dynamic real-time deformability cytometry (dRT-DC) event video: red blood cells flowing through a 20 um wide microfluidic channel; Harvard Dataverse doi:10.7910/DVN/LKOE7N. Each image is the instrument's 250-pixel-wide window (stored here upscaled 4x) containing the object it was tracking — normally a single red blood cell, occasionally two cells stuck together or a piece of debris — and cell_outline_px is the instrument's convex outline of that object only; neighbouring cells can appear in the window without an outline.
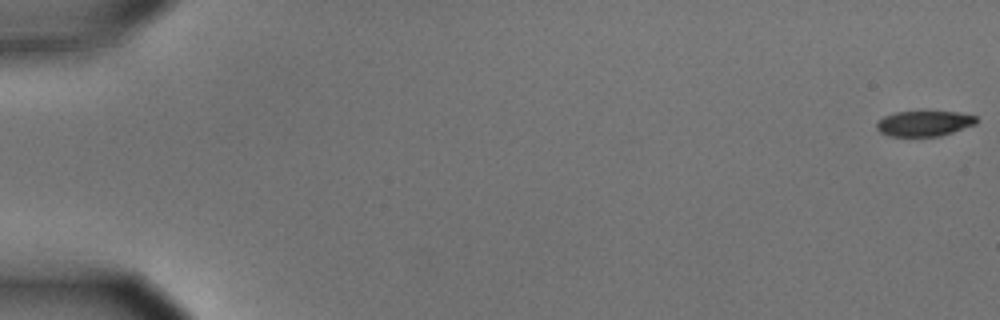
{"species": "common noctule bat (a hibernating species)", "species_latin": "Nyctalus noctula", "temperature_condition": "cold", "stored_images_in_passage": 7, "camera_frame_rate_fps": 3000, "um_per_image_px": 0.085, "animal": {"sex": "male", "body_mass_g": 15.6}, "frame": {"image": 1, "passage_image": 1, "time_ms": 0.0, "image_size_px": [1000, 320], "cell_outline_px": [[976, 124], [940, 136], [892, 136], [880, 132], [876, 128], [876, 124], [884, 116], [896, 112], [960, 112], [976, 116]], "centroid_in_image_um": [78.56, 10.49], "position_along_channel_um": 6.4, "area_um2": 14.57}}
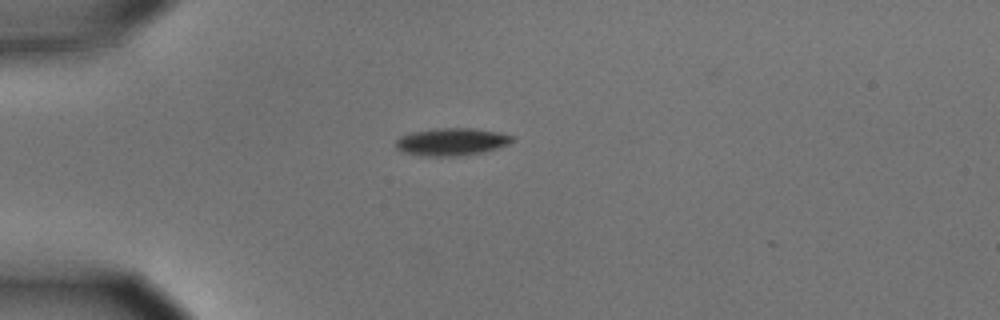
{"frame": {"image": 2, "passage_image": 5, "time_ms": 1.333, "image_size_px": [1000, 320], "cell_outline_px": [[516, 136], [508, 144], [496, 148], [480, 152], [460, 156], [420, 156], [400, 152], [396, 148], [396, 140], [400, 136], [412, 132], [436, 128], [472, 128], [500, 132]], "centroid_in_image_um": [38.35, 12.05], "position_along_channel_um": 46.7, "area_um2": 18.79}}
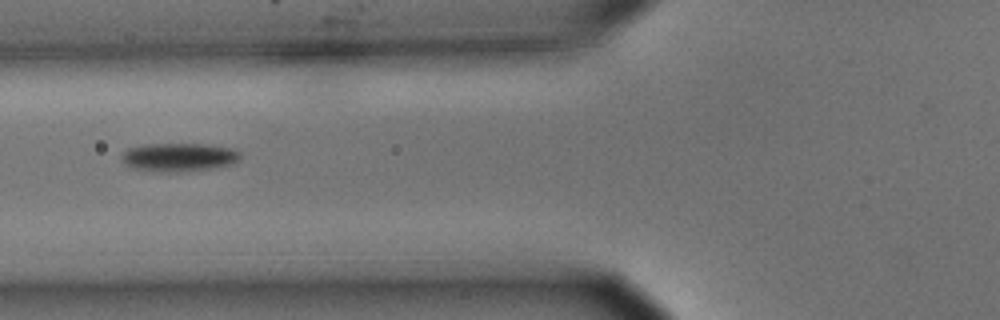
{"frame": {"image": 3, "passage_image": 7, "time_ms": 2.0, "image_size_px": [1000, 320], "cell_outline_px": [[240, 160], [236, 164], [216, 168], [176, 172], [160, 172], [136, 168], [124, 164], [120, 160], [124, 152], [128, 148], [144, 144], [204, 144], [232, 148], [240, 152]], "centroid_in_image_um": [15.25, 13.36], "position_along_channel_um": 110.5, "area_um2": 19.88}}